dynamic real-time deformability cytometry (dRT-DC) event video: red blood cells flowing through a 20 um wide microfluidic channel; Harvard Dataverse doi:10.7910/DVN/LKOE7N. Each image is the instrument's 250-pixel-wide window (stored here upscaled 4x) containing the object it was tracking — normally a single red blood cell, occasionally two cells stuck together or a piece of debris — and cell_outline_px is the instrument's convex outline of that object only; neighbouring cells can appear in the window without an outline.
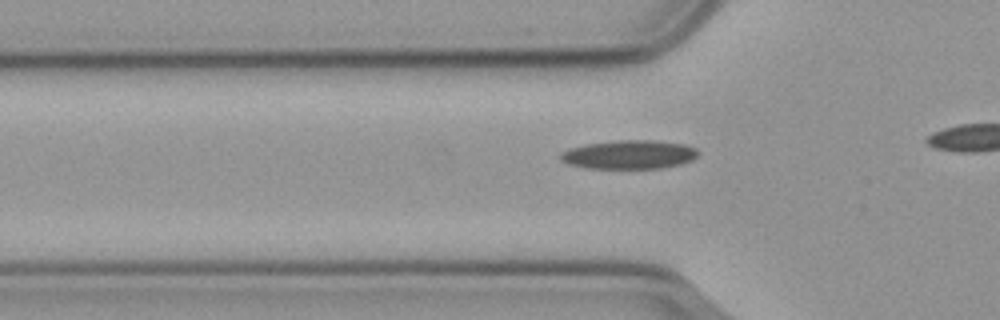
{"species": "common noctule bat (a hibernating species)", "species_latin": "Nyctalus noctula", "temperature_condition": "cold", "stored_images_in_passage": 10, "camera_frame_rate_fps": 3000, "um_per_image_px": 0.085, "animal": {"sex": "male", "body_mass_g": 23.1, "forearm_length_mm": 52.7}, "frame": {"image": 1, "passage_image": 4, "time_ms": 1.0, "image_size_px": [1000, 320], "cell_outline_px": [[700, 152], [692, 160], [680, 164], [660, 168], [588, 168], [568, 164], [560, 160], [560, 152], [584, 144], [620, 140], [652, 140], [684, 144], [696, 148]], "centroid_in_image_um": [53.48, 13.13], "position_along_channel_um": 72.3, "area_um2": 23.0}}
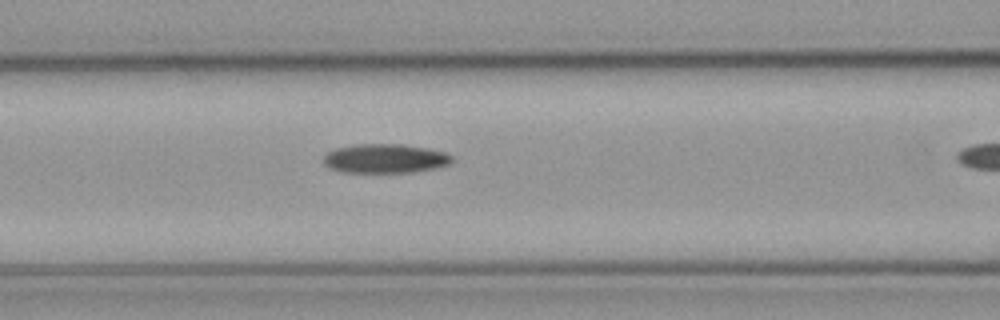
{"frame": {"image": 2, "passage_image": 9, "time_ms": 2.667, "image_size_px": [1000, 320], "cell_outline_px": [[452, 160], [448, 164], [432, 168], [412, 172], [340, 172], [324, 164], [324, 156], [328, 152], [336, 148], [356, 144], [404, 144], [428, 148], [444, 152], [452, 156]], "centroid_in_image_um": [32.71, 13.46], "position_along_channel_um": 133.9, "area_um2": 21.62}}